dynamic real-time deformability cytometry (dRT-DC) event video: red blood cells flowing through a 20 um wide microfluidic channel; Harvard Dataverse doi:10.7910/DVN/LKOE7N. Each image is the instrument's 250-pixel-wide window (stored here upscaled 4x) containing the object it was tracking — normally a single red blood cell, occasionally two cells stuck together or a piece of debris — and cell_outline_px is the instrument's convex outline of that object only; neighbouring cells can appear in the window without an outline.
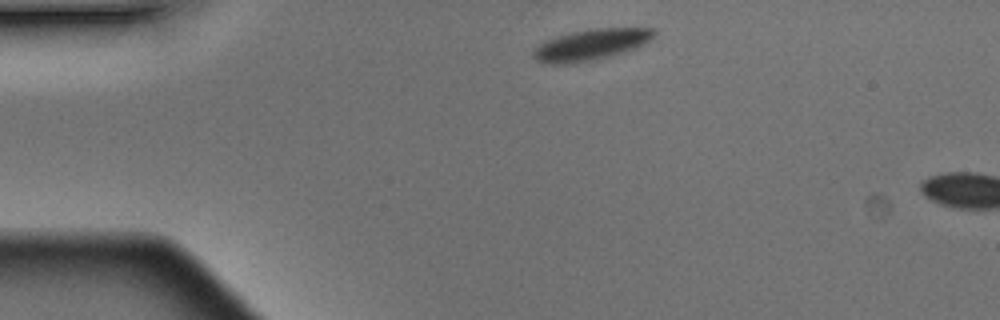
{"species": "Egyptian fruit bat (a non-hibernating species)", "species_latin": "Rousettus aegyptiacus", "temperature_condition": "warm", "stored_images_in_passage": 2, "camera_frame_rate_fps": 3000, "um_per_image_px": 0.085, "animal": {"sex": "male"}, "frame": {"image": 1, "passage_image": 1, "time_ms": 0.0, "image_size_px": [1000, 320], "cell_outline_px": [[656, 32], [648, 40], [632, 48], [608, 56], [572, 64], [548, 64], [536, 60], [532, 56], [532, 52], [540, 44], [548, 40], [572, 32], [596, 28], [656, 28]], "centroid_in_image_um": [50.18, 3.8], "position_along_channel_um": 34.8, "area_um2": 21.15}}